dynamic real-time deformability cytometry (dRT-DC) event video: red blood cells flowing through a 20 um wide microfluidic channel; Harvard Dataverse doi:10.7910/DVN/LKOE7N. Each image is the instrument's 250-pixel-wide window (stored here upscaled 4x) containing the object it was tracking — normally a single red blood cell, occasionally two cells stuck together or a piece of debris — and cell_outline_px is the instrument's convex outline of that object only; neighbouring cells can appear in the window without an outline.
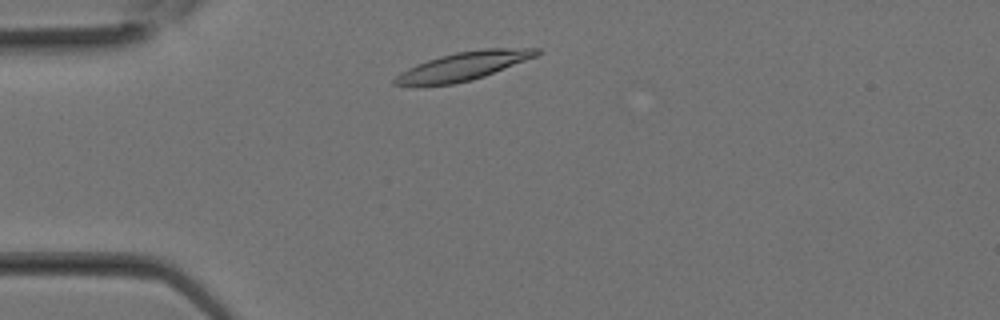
{"species": "Egyptian fruit bat (a non-hibernating species)", "species_latin": "Rousettus aegyptiacus", "temperature_condition": "room temperature", "stored_images_in_passage": 8, "camera_frame_rate_fps": 3000, "um_per_image_px": 0.085, "animal": {"sex": "female"}, "frame": {"image": 1, "passage_image": 3, "time_ms": 0.667, "image_size_px": [1000, 320], "cell_outline_px": [[544, 52], [536, 56], [484, 76], [472, 80], [452, 84], [392, 84], [392, 80], [400, 72], [416, 64], [440, 56], [456, 52], [484, 48], [540, 48]], "centroid_in_image_um": [39.44, 5.59], "position_along_channel_um": 45.6, "area_um2": 23.06}}
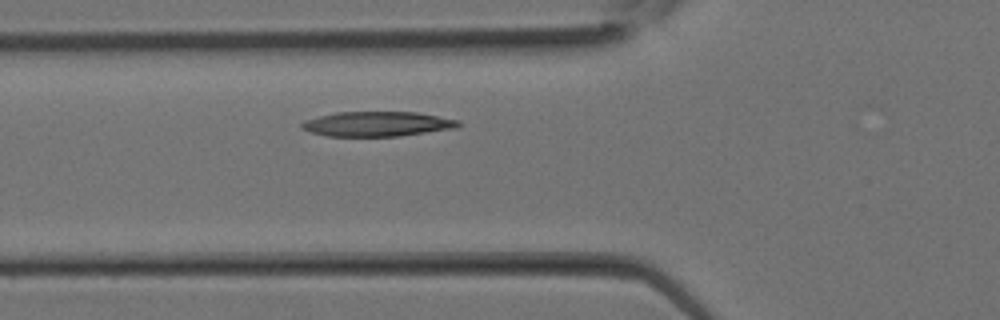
{"frame": {"image": 2, "passage_image": 6, "time_ms": 1.667, "image_size_px": [1000, 320], "cell_outline_px": [[460, 124], [456, 128], [400, 136], [328, 136], [308, 132], [300, 128], [300, 124], [304, 120], [336, 112], [416, 112], [460, 120]], "centroid_in_image_um": [32.04, 10.54], "position_along_channel_um": 93.8, "area_um2": 22.72}}
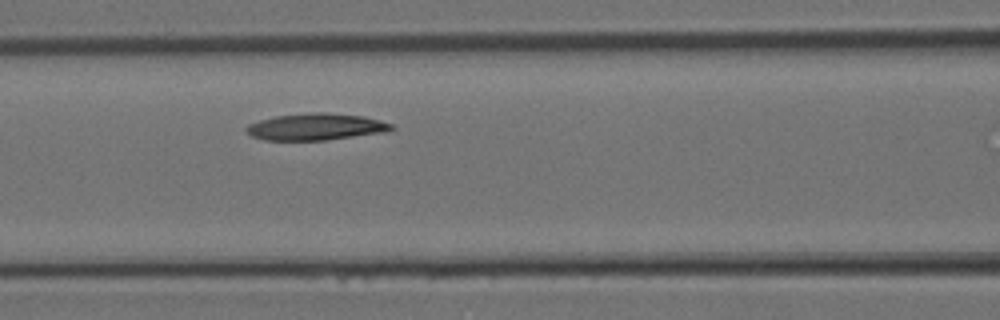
{"frame": {"image": 3, "passage_image": 8, "time_ms": 2.333, "image_size_px": [1000, 320], "cell_outline_px": [[392, 128], [388, 132], [324, 140], [264, 140], [252, 136], [244, 128], [248, 124], [260, 120], [276, 116], [312, 112], [328, 112], [364, 116], [380, 120], [392, 124]], "centroid_in_image_um": [26.85, 10.77], "position_along_channel_um": 139.7, "area_um2": 22.6}}